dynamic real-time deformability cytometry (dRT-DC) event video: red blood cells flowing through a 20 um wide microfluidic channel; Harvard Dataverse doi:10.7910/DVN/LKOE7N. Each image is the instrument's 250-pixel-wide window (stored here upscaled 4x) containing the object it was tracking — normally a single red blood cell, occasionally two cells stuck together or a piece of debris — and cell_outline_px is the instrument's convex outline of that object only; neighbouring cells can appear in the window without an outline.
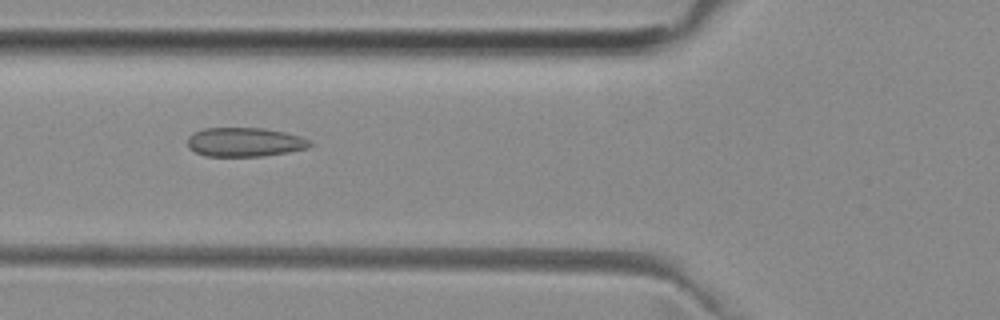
{"species": "common noctule bat (a hibernating species)", "species_latin": "Nyctalus noctula", "temperature_condition": "room temperature", "stored_images_in_passage": 40, "camera_frame_rate_fps": 3000, "um_per_image_px": 0.085, "animal": {"sex": "female", "body_mass_g": 29.2, "forearm_length_mm": 56.3}, "frame": {"image": 1, "passage_image": 11, "time_ms": 3.333, "image_size_px": [1000, 320], "cell_outline_px": [[312, 144], [308, 148], [288, 152], [260, 156], [204, 156], [188, 148], [188, 136], [192, 132], [204, 128], [264, 128], [284, 132], [300, 136], [308, 140]], "centroid_in_image_um": [20.76, 12.07], "position_along_channel_um": 105.0, "area_um2": 20.75}}
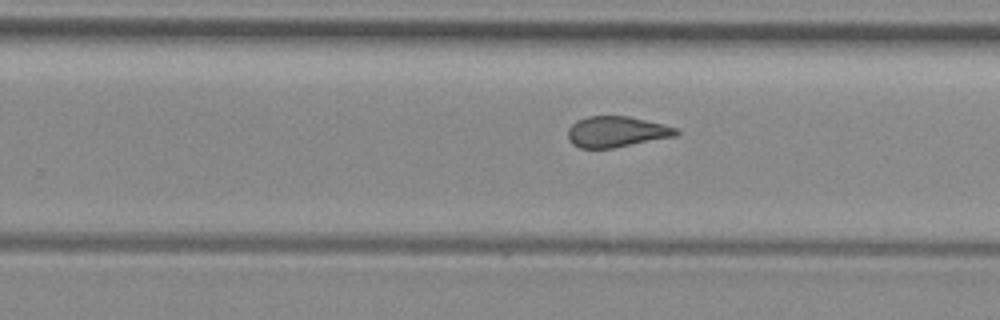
{"frame": {"image": 2, "passage_image": 24, "time_ms": 7.667, "image_size_px": [1000, 320], "cell_outline_px": [[680, 132], [676, 136], [612, 148], [580, 148], [572, 144], [568, 140], [568, 128], [576, 120], [588, 116], [628, 116], [664, 124], [676, 128]], "centroid_in_image_um": [52.38, 11.19], "position_along_channel_um": 277.4, "area_um2": 19.48}}
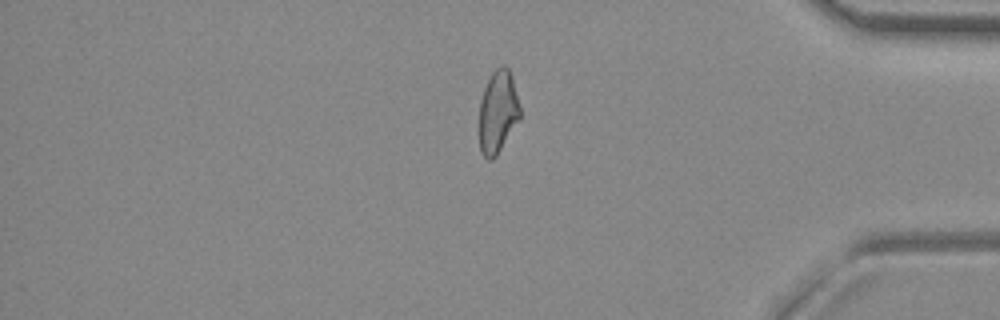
{"frame": {"image": 3, "passage_image": 35, "time_ms": 11.333, "image_size_px": [1000, 320], "cell_outline_px": [[520, 116], [496, 156], [492, 160], [488, 160], [480, 152], [480, 100], [484, 88], [492, 72], [500, 64], [504, 64], [508, 68], [512, 76], [520, 108]], "centroid_in_image_um": [42.31, 9.47], "position_along_channel_um": 392.9, "area_um2": 19.36}, "authors_computed_cell_mechanics": {"area_um2": 20.3167, "velocity_mm_per_s": 3.9772, "shape_relaxation_time_tau1_ms": null, "shape_relaxation_time_tau2_ms": 1.5188, "deformation_change_tau1": null, "deformation_change_tau2": 0.0795}}